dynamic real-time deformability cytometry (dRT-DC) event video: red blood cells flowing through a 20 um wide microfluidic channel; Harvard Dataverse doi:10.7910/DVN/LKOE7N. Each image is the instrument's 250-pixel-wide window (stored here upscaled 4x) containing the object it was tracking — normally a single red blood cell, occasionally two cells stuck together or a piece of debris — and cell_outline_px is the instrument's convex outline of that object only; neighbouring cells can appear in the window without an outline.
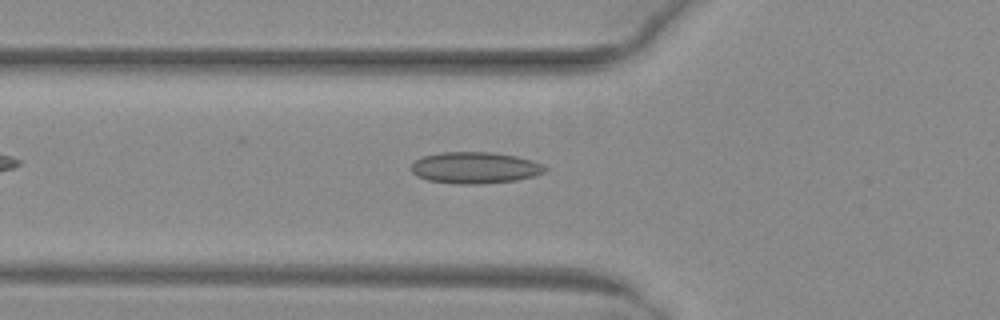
{"species": "common noctule bat (a hibernating species)", "species_latin": "Nyctalus noctula", "temperature_condition": "warm", "stored_images_in_passage": 41, "camera_frame_rate_fps": 3000, "um_per_image_px": 0.085, "animal": {"sex": "female", "body_mass_g": 29.2, "forearm_length_mm": 56.3}, "frame": {"image": 1, "passage_image": 8, "time_ms": 2.333, "image_size_px": [1000, 320], "cell_outline_px": [[548, 168], [544, 172], [536, 176], [516, 180], [480, 184], [460, 184], [428, 180], [416, 176], [412, 172], [412, 164], [416, 160], [424, 156], [440, 152], [492, 152], [516, 156], [532, 160]], "centroid_in_image_um": [40.38, 14.26], "position_along_channel_um": 85.4, "area_um2": 24.51}}
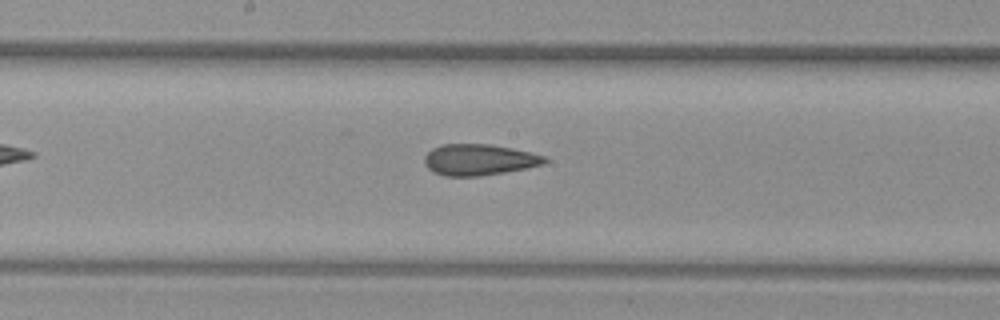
{"frame": {"image": 2, "passage_image": 17, "time_ms": 5.333, "image_size_px": [1000, 320], "cell_outline_px": [[548, 160], [544, 164], [528, 168], [480, 176], [444, 176], [432, 172], [424, 164], [424, 156], [432, 148], [440, 144], [488, 144], [512, 148], [548, 156]], "centroid_in_image_um": [40.72, 13.58], "position_along_channel_um": 207.5, "area_um2": 22.08}}
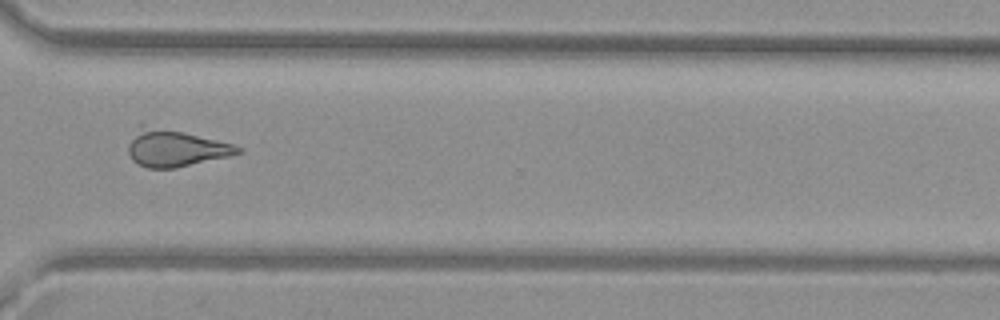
{"frame": {"image": 3, "passage_image": 28, "time_ms": 9.0, "image_size_px": [1000, 320], "cell_outline_px": [[244, 152], [228, 156], [176, 168], [148, 168], [132, 160], [128, 152], [128, 144], [136, 124], [140, 120], [232, 144], [244, 148]], "centroid_in_image_um": [14.81, 12.51], "position_along_channel_um": 355.8, "area_um2": 24.45}}